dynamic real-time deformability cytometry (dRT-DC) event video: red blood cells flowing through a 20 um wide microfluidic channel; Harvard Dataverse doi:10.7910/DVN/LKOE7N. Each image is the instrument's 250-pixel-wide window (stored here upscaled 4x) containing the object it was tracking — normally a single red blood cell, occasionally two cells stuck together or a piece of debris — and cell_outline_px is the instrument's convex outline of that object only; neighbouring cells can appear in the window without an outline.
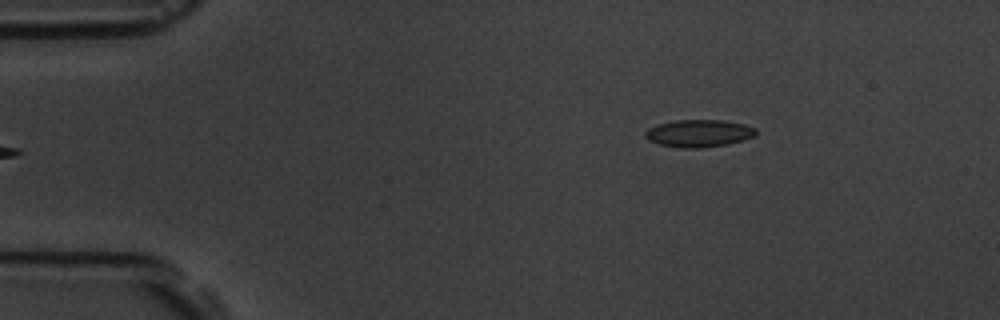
{"species": "common noctule bat (a hibernating species)", "species_latin": "Nyctalus noctula", "temperature_condition": "room temperature", "stored_images_in_passage": 4, "camera_frame_rate_fps": 3000, "um_per_image_px": 0.085, "animal": {"sex": "male", "body_mass_g": 19.5, "forearm_length_mm": 54.6}, "frame": {"image": 1, "passage_image": 4, "time_ms": 4.333, "image_size_px": [1000, 320], "cell_outline_px": [[756, 136], [744, 140], [728, 144], [704, 148], [680, 148], [660, 144], [648, 140], [644, 136], [644, 132], [648, 128], [660, 124], [676, 120], [724, 120], [744, 124], [756, 128]], "centroid_in_image_um": [59.42, 11.34], "position_along_channel_um": 25.6, "area_um2": 17.8}}